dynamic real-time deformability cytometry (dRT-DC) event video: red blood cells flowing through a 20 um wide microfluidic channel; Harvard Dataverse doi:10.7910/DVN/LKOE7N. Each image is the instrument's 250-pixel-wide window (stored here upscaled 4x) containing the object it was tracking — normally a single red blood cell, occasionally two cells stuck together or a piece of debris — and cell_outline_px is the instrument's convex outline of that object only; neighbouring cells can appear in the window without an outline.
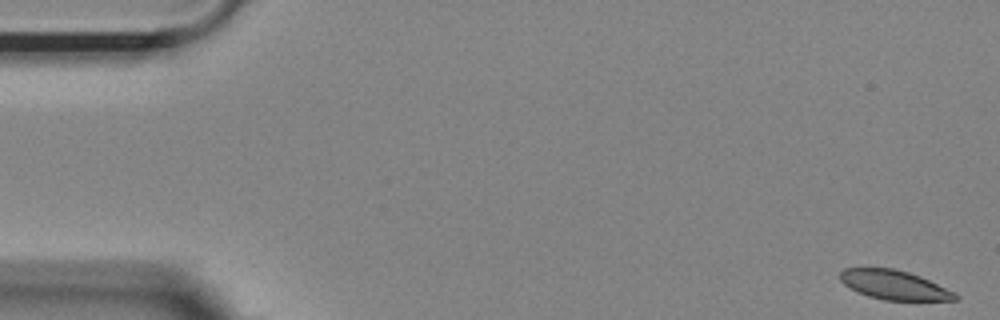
{"species": "Egyptian fruit bat (a non-hibernating species)", "species_latin": "Rousettus aegyptiacus", "temperature_condition": "room temperature", "stored_images_in_passage": 30, "camera_frame_rate_fps": 3000, "um_per_image_px": 0.085, "animal": {"sex": "female"}, "frame": {"image": 1, "passage_image": 1, "time_ms": 0.0, "image_size_px": [1000, 320], "cell_outline_px": [[960, 300], [884, 300], [868, 296], [856, 292], [844, 284], [840, 280], [840, 272], [844, 268], [892, 268], [908, 272], [920, 276], [956, 292], [960, 296]], "centroid_in_image_um": [76.03, 24.23], "position_along_channel_um": 9.0, "area_um2": 19.71}}
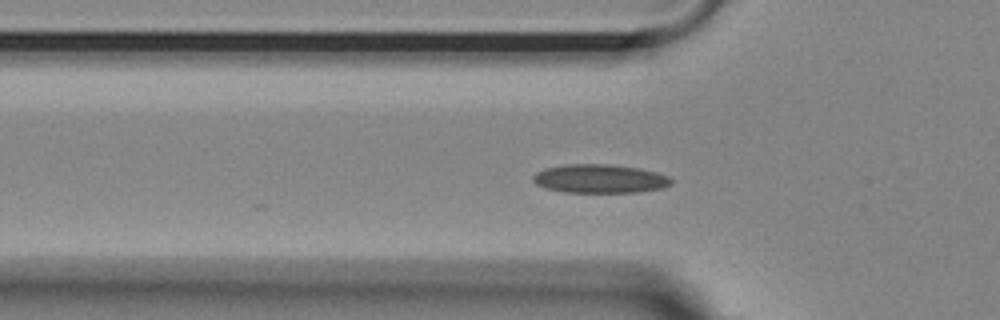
{"frame": {"image": 2, "passage_image": 17, "time_ms": 5.333, "image_size_px": [1000, 320], "cell_outline_px": [[672, 184], [660, 188], [640, 192], [564, 192], [544, 188], [536, 184], [532, 180], [532, 176], [536, 172], [544, 168], [564, 164], [608, 164], [636, 168], [656, 172], [668, 176], [672, 180]], "centroid_in_image_um": [50.93, 15.19], "position_along_channel_um": 74.9, "area_um2": 23.12}}
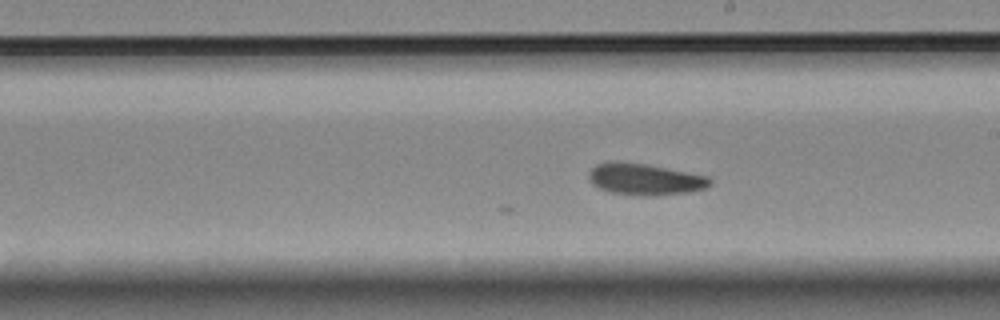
{"frame": {"image": 3, "passage_image": 30, "time_ms": 9.667, "image_size_px": [1000, 320], "cell_outline_px": [[712, 184], [704, 188], [688, 192], [644, 196], [640, 196], [608, 192], [592, 184], [588, 176], [588, 172], [596, 164], [608, 160], [616, 160], [648, 164], [708, 176], [712, 180]], "centroid_in_image_um": [54.77, 15.21], "position_along_channel_um": 234.2, "area_um2": 22.54}}